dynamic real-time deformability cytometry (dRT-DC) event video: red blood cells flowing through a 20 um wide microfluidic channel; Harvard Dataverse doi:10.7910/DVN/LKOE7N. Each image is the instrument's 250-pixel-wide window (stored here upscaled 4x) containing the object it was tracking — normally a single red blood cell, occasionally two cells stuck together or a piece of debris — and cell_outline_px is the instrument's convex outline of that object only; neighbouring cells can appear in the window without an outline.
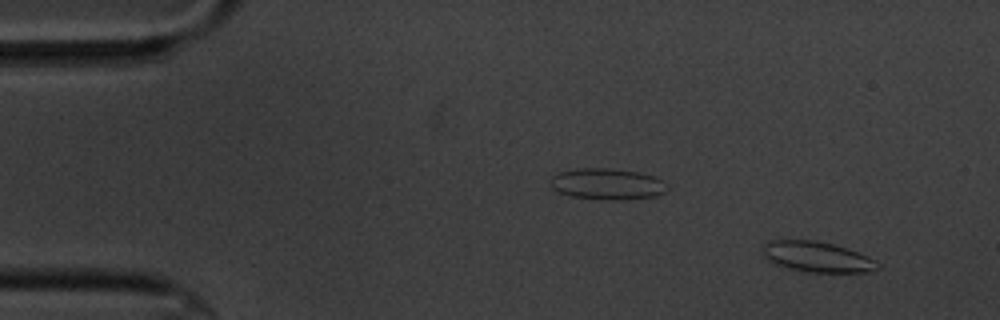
{"species": "common noctule bat (a hibernating species)", "species_latin": "Nyctalus noctula", "temperature_condition": "cold", "stored_images_in_passage": 7, "camera_frame_rate_fps": 3000, "um_per_image_px": 0.085, "animal": {"sex": "male", "body_mass_g": 20.1, "forearm_length_mm": 53.5}, "frame": {"image": 1, "passage_image": 1, "time_ms": 0.0, "image_size_px": [1000, 320], "cell_outline_px": [[880, 268], [868, 272], [808, 272], [788, 268], [772, 264], [764, 256], [764, 244], [772, 240], [816, 240], [848, 248], [868, 256], [876, 260], [880, 264]], "centroid_in_image_um": [69.48, 21.84], "position_along_channel_um": 15.5, "area_um2": 20.52}}
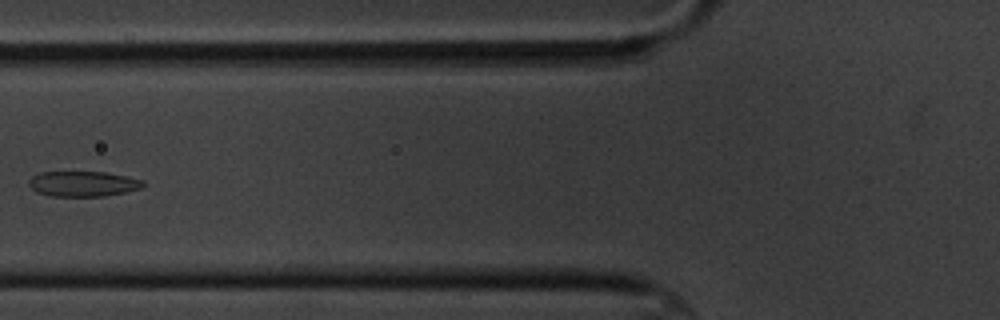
{"frame": {"image": 2, "passage_image": 6, "time_ms": 6.0, "image_size_px": [1000, 320], "cell_outline_px": [[144, 184], [140, 188], [124, 192], [104, 196], [48, 196], [36, 192], [28, 184], [28, 180], [32, 176], [40, 172], [104, 172], [144, 180]], "centroid_in_image_um": [7.0, 15.62], "position_along_channel_um": 118.8, "area_um2": 16.76}}
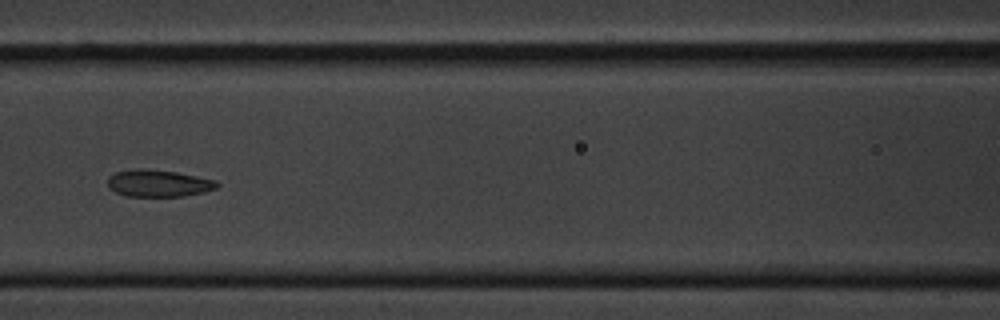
{"frame": {"image": 3, "passage_image": 7, "time_ms": 7.0, "image_size_px": [1000, 320], "cell_outline_px": [[220, 184], [216, 188], [204, 192], [184, 196], [124, 196], [108, 188], [108, 176], [116, 172], [140, 168], [176, 172], [216, 180]], "centroid_in_image_um": [13.46, 15.58], "position_along_channel_um": 153.1, "area_um2": 17.17}}